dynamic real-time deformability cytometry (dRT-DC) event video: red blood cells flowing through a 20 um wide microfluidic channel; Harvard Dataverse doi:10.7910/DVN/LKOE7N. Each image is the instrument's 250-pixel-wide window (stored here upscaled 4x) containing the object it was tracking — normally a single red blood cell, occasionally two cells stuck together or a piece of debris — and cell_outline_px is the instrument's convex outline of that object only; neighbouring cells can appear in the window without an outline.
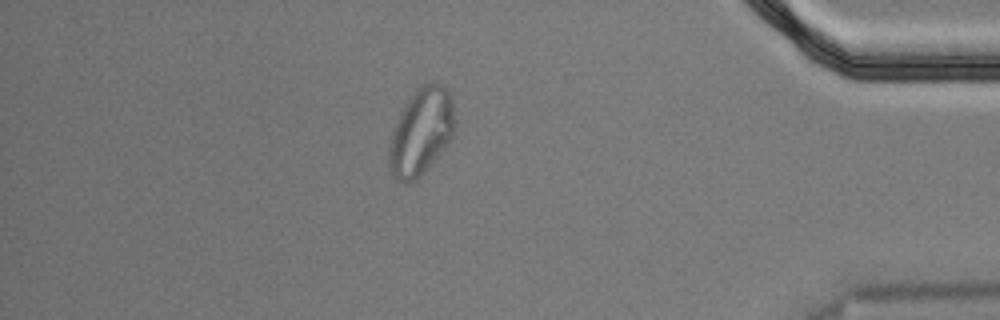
{"species": "Egyptian fruit bat (a non-hibernating species)", "species_latin": "Rousettus aegyptiacus", "temperature_condition": "cold", "stored_images_in_passage": 56, "segment_of_instrument_passage": [2, 2], "camera_frame_rate_fps": 3000, "um_per_image_px": 0.085, "animal": {"sex": "male"}, "frame": {"image": 1, "passage_image": 49, "time_ms": 16.0, "image_size_px": [1000, 320], "cell_outline_px": [[452, 140], [424, 172], [416, 180], [408, 184], [404, 184], [396, 180], [392, 176], [388, 168], [388, 144], [392, 128], [400, 112], [416, 88], [420, 84], [440, 84], [452, 96]], "centroid_in_image_um": [35.72, 11.27], "position_along_channel_um": 399.5, "area_um2": 33.35}}